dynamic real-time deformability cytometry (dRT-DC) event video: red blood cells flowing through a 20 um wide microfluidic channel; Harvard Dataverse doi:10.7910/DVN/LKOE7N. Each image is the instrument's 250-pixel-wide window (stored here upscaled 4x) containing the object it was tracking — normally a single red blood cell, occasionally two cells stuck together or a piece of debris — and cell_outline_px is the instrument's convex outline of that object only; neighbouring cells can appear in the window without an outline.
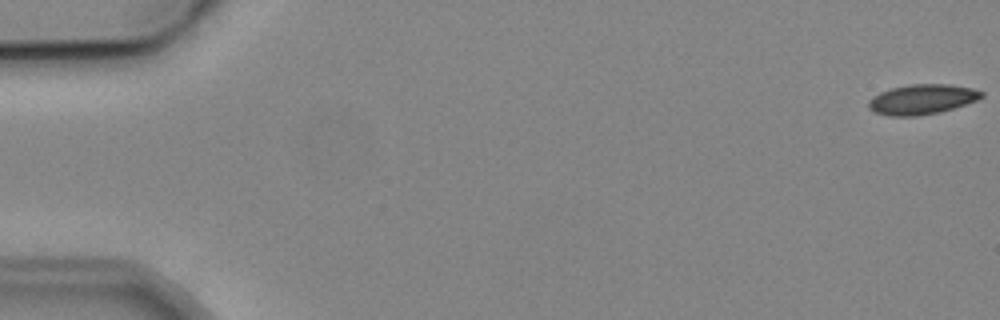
{"species": "common noctule bat (a hibernating species)", "species_latin": "Nyctalus noctula", "temperature_condition": "cold", "stored_images_in_passage": 6, "camera_frame_rate_fps": 3000, "um_per_image_px": 0.085, "animal": {"sex": "male", "body_mass_g": 19.2, "forearm_length_mm": 51.8}, "frame": {"image": 1, "passage_image": 1, "time_ms": 0.0, "image_size_px": [1000, 320], "cell_outline_px": [[984, 96], [976, 100], [940, 112], [916, 116], [888, 116], [876, 112], [868, 108], [868, 100], [872, 96], [880, 92], [892, 88], [908, 84], [948, 84], [972, 88], [984, 92]], "centroid_in_image_um": [78.34, 8.44], "position_along_channel_um": 6.7, "area_um2": 19.71}}
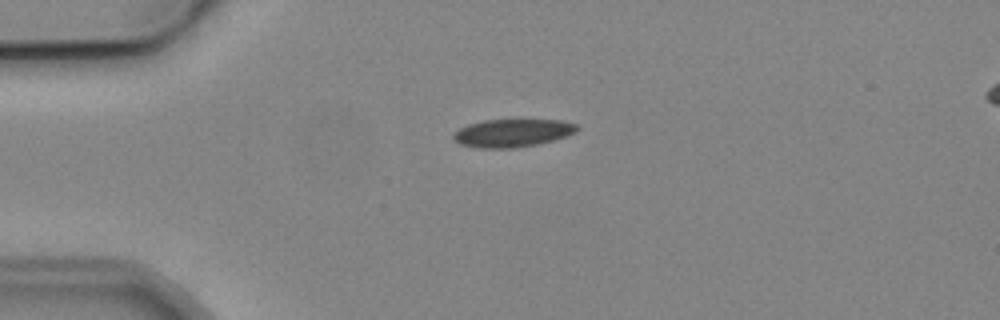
{"frame": {"image": 2, "passage_image": 4, "time_ms": 4.333, "image_size_px": [1000, 320], "cell_outline_px": [[580, 128], [576, 132], [552, 140], [536, 144], [516, 148], [476, 148], [460, 144], [452, 140], [452, 132], [468, 124], [484, 120], [564, 120], [576, 124]], "centroid_in_image_um": [43.51, 11.3], "position_along_channel_um": 41.5, "area_um2": 20.23}}